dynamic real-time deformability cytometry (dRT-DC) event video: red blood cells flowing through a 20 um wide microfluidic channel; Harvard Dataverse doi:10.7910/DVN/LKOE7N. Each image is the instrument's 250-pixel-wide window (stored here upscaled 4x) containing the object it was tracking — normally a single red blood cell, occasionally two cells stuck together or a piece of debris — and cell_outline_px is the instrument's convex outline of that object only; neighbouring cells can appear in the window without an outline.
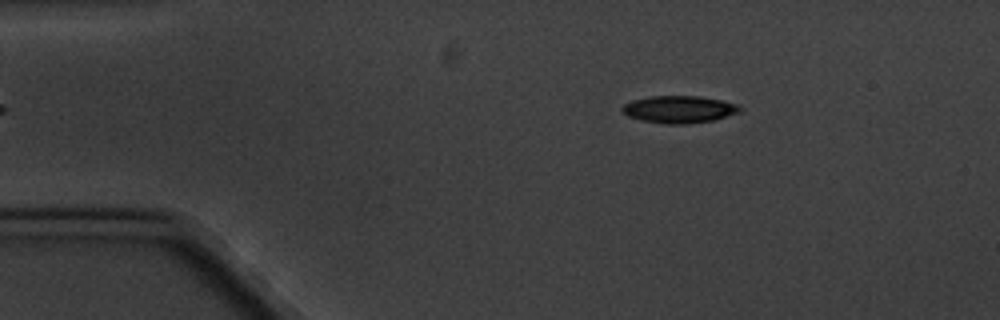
{"species": "common noctule bat (a hibernating species)", "species_latin": "Nyctalus noctula", "temperature_condition": "cold", "stored_images_in_passage": 3, "camera_frame_rate_fps": 3000, "um_per_image_px": 0.085, "animal": {"sex": "male", "body_mass_g": 20.1, "forearm_length_mm": 53.5}, "frame": {"image": 1, "passage_image": 3, "time_ms": 2.333, "image_size_px": [1000, 320], "cell_outline_px": [[740, 112], [712, 120], [684, 124], [664, 124], [644, 120], [628, 116], [620, 108], [624, 104], [632, 100], [648, 96], [700, 96], [720, 100], [736, 104], [740, 108]], "centroid_in_image_um": [57.69, 9.28], "position_along_channel_um": 27.3, "area_um2": 18.44}}